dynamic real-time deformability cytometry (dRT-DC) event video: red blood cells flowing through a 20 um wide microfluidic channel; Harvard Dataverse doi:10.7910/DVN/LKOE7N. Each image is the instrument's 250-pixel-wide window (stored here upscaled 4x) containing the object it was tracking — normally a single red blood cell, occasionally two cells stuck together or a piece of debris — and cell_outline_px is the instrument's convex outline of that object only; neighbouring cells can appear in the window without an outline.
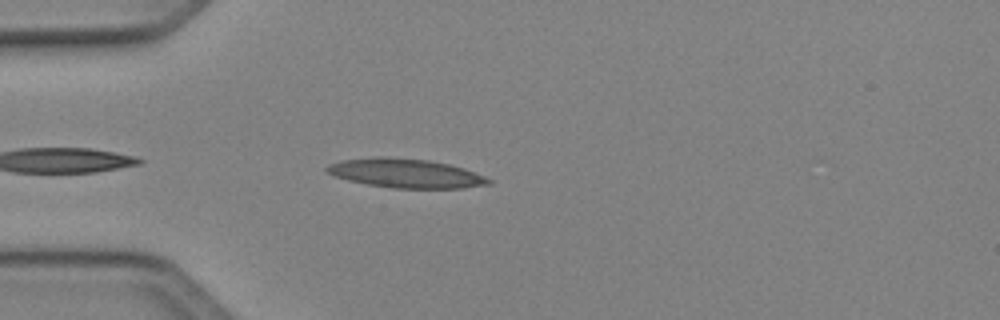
{"species": "Egyptian fruit bat (a non-hibernating species)", "species_latin": "Rousettus aegyptiacus", "temperature_condition": "cold", "stored_images_in_passage": 36, "camera_frame_rate_fps": 3000, "um_per_image_px": 0.085, "animal": {"sex": "female"}, "frame": {"image": 1, "passage_image": 3, "time_ms": 0.667, "image_size_px": [1000, 320], "cell_outline_px": [[492, 184], [464, 188], [396, 188], [368, 184], [348, 180], [336, 176], [328, 172], [324, 168], [328, 164], [340, 160], [380, 156], [384, 156], [428, 160], [448, 164], [464, 168], [484, 176], [492, 180]], "centroid_in_image_um": [34.49, 14.72], "position_along_channel_um": 50.5, "area_um2": 27.34}}
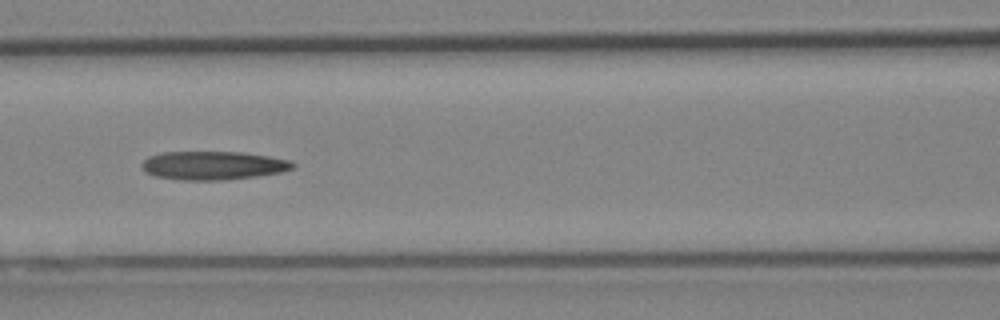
{"frame": {"image": 2, "passage_image": 11, "time_ms": 3.333, "image_size_px": [1000, 320], "cell_outline_px": [[296, 164], [292, 168], [280, 172], [256, 176], [224, 180], [180, 180], [152, 176], [144, 172], [140, 164], [148, 156], [164, 152], [244, 152], [268, 156], [288, 160]], "centroid_in_image_um": [18.05, 14.07], "position_along_channel_um": 148.6, "area_um2": 25.2}}
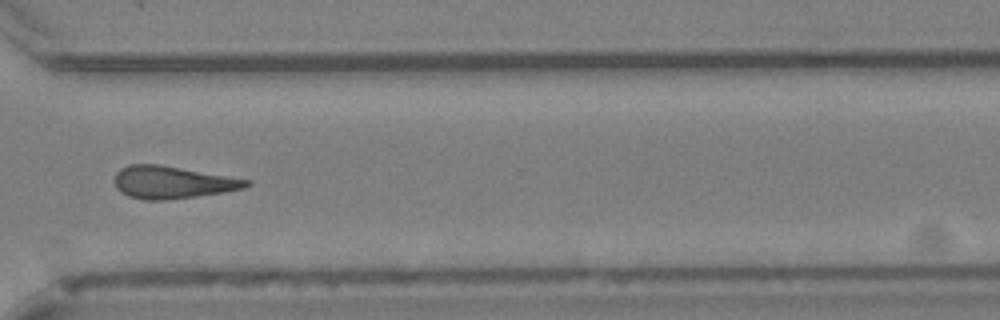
{"frame": {"image": 3, "passage_image": 26, "time_ms": 8.333, "image_size_px": [1000, 320], "cell_outline_px": [[252, 184], [244, 188], [224, 192], [196, 196], [164, 200], [144, 200], [128, 196], [120, 192], [116, 188], [116, 172], [120, 168], [128, 164], [160, 164], [252, 180]], "centroid_in_image_um": [14.66, 15.49], "position_along_channel_um": 355.9, "area_um2": 24.97}}